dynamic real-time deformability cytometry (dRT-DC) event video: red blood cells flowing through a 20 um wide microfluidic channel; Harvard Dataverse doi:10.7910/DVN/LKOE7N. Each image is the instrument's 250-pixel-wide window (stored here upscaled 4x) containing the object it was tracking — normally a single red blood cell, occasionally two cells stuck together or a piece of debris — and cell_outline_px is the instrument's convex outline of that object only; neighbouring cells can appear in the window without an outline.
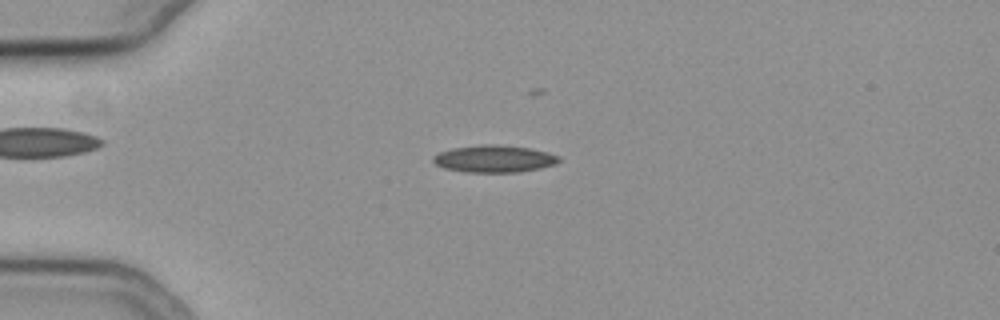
{"species": "common noctule bat (a hibernating species)", "species_latin": "Nyctalus noctula", "temperature_condition": "cold", "stored_images_in_passage": 44, "camera_frame_rate_fps": 3000, "um_per_image_px": 0.085, "animal": {"sex": "female", "body_mass_g": 19.3, "forearm_length_mm": 54.1}, "frame": {"image": 1, "passage_image": 14, "time_ms": 4.333, "image_size_px": [1000, 320], "cell_outline_px": [[560, 160], [556, 164], [540, 168], [520, 172], [464, 172], [444, 168], [436, 164], [432, 160], [432, 156], [440, 152], [452, 148], [484, 144], [488, 144], [528, 148], [548, 152], [560, 156]], "centroid_in_image_um": [42.0, 13.5], "position_along_channel_um": 43.0, "area_um2": 19.83}}
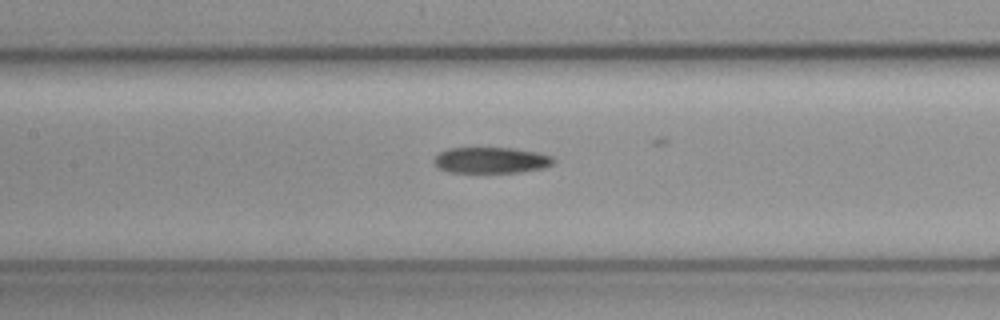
{"frame": {"image": 2, "passage_image": 26, "time_ms": 8.333, "image_size_px": [1000, 320], "cell_outline_px": [[556, 160], [552, 164], [544, 168], [520, 172], [448, 172], [440, 168], [432, 160], [440, 152], [448, 148], [512, 148], [540, 152], [552, 156]], "centroid_in_image_um": [41.78, 13.61], "position_along_channel_um": 165.6, "area_um2": 18.15}}
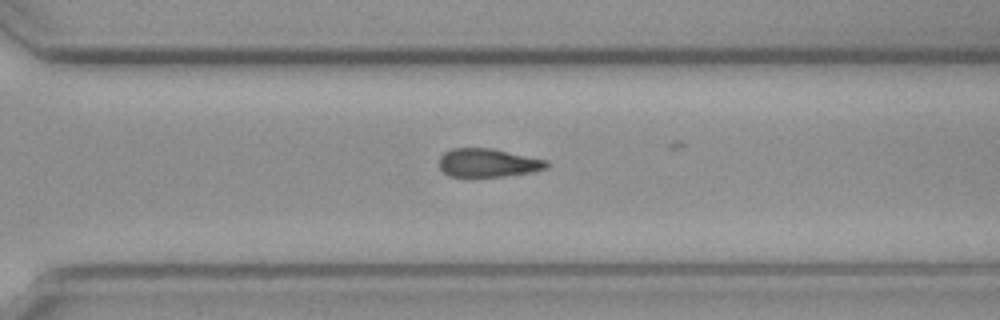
{"frame": {"image": 3, "passage_image": 39, "time_ms": 12.667, "image_size_px": [1000, 320], "cell_outline_px": [[548, 168], [532, 172], [504, 176], [448, 176], [440, 168], [440, 156], [444, 152], [452, 148], [492, 148], [548, 160]], "centroid_in_image_um": [41.5, 13.83], "position_along_channel_um": 329.1, "area_um2": 17.8}}